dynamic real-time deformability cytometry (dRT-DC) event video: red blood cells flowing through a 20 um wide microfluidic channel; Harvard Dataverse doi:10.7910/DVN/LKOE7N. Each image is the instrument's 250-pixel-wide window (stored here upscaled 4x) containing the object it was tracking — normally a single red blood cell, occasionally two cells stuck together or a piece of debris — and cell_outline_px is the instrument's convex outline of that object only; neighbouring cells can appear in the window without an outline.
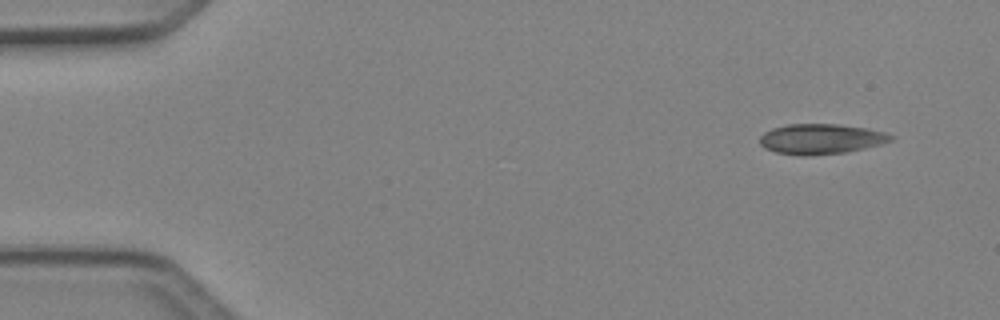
{"species": "Egyptian fruit bat (a non-hibernating species)", "species_latin": "Rousettus aegyptiacus", "temperature_condition": "cold", "stored_images_in_passage": 4, "camera_frame_rate_fps": 3000, "um_per_image_px": 0.085, "animal": {"sex": "female"}, "frame": {"image": 1, "passage_image": 1, "time_ms": 0.0, "image_size_px": [1000, 320], "cell_outline_px": [[892, 140], [880, 144], [864, 148], [844, 152], [808, 156], [804, 156], [776, 152], [764, 148], [760, 144], [760, 136], [764, 132], [772, 128], [788, 124], [836, 124], [868, 128], [884, 132], [892, 136]], "centroid_in_image_um": [69.74, 11.81], "position_along_channel_um": 15.3, "area_um2": 22.95}}